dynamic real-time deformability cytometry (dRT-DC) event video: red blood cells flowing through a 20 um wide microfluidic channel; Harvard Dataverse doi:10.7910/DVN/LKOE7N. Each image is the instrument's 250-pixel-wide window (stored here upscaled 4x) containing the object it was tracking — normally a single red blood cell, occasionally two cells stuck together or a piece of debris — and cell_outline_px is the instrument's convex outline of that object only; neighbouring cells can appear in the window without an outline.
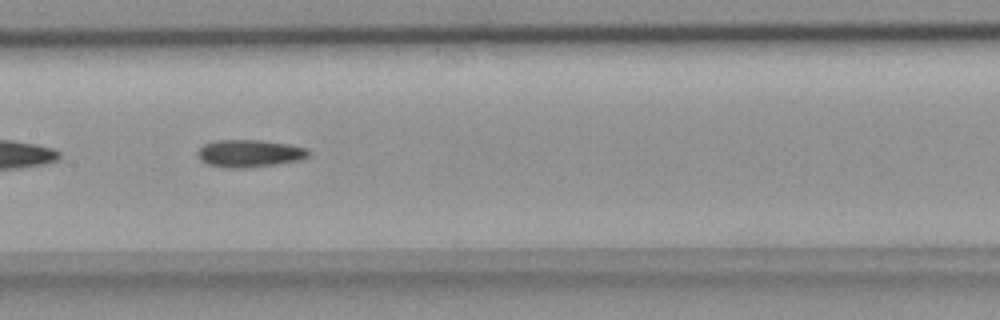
{"species": "common noctule bat (a hibernating species)", "species_latin": "Nyctalus noctula", "temperature_condition": "room temperature", "stored_images_in_passage": 46, "segment_of_instrument_passage": [2, 2], "camera_frame_rate_fps": 3000, "um_per_image_px": 0.085, "animal": {"sex": "female", "body_mass_g": 18.4}, "frame": {"image": 1, "passage_image": 26, "time_ms": 8.333, "image_size_px": [1000, 320], "cell_outline_px": [[308, 156], [300, 160], [276, 164], [248, 168], [228, 168], [208, 164], [200, 160], [196, 156], [196, 152], [204, 144], [216, 140], [260, 140], [288, 144], [308, 148]], "centroid_in_image_um": [21.17, 13.04], "position_along_channel_um": 186.2, "area_um2": 17.8}}
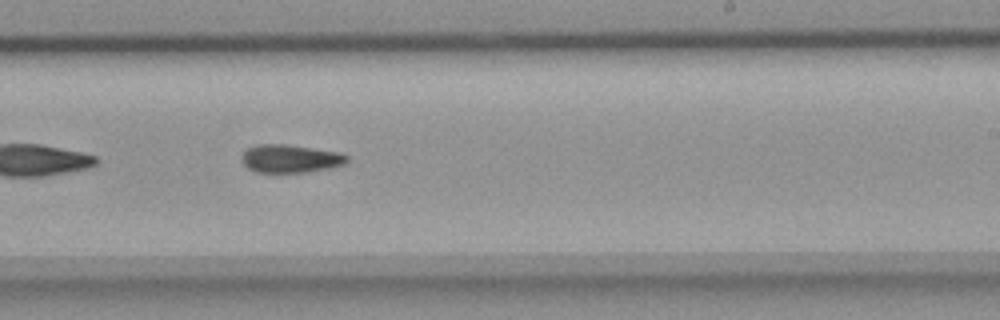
{"frame": {"image": 2, "passage_image": 32, "time_ms": 10.333, "image_size_px": [1000, 320], "cell_outline_px": [[348, 160], [344, 164], [332, 168], [308, 172], [256, 172], [248, 168], [240, 160], [240, 156], [248, 148], [260, 144], [284, 144], [340, 152], [348, 156]], "centroid_in_image_um": [24.68, 13.49], "position_along_channel_um": 264.3, "area_um2": 17.28}}
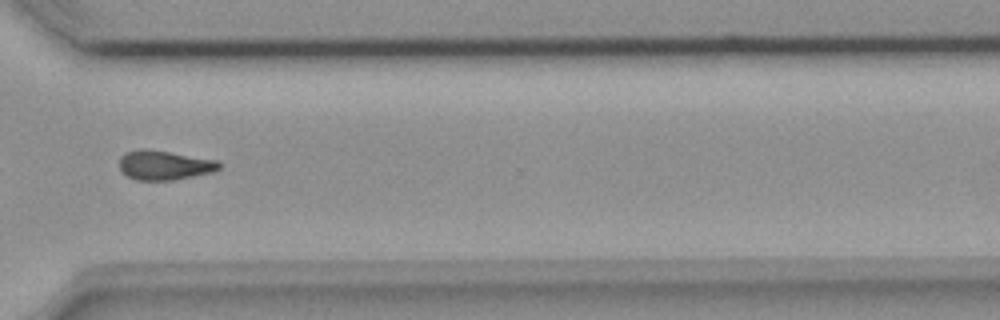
{"frame": {"image": 3, "passage_image": 39, "time_ms": 12.667, "image_size_px": [1000, 320], "cell_outline_px": [[220, 168], [212, 172], [172, 180], [136, 180], [128, 176], [120, 168], [120, 156], [128, 152], [140, 148], [144, 148], [216, 160], [220, 164]], "centroid_in_image_um": [13.95, 14.04], "position_along_channel_um": 356.7, "area_um2": 16.76}}